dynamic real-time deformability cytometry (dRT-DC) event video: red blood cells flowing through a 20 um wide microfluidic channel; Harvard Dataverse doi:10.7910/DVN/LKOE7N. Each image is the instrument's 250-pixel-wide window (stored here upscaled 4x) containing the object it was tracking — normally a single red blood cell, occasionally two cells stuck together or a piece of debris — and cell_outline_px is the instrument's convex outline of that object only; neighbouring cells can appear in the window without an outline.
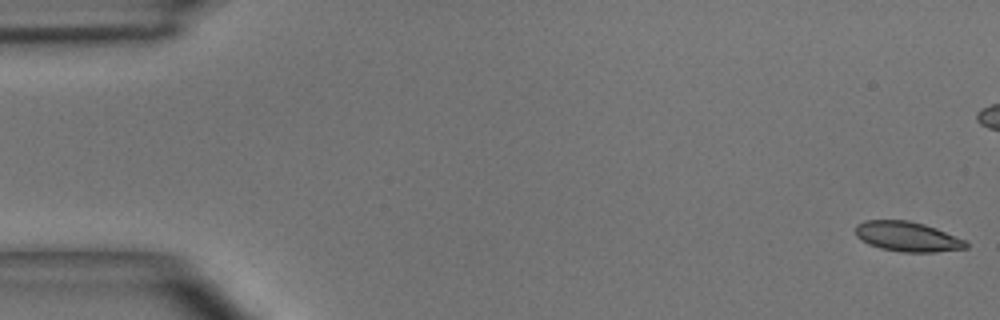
{"species": "common noctule bat (a hibernating species)", "species_latin": "Nyctalus noctula", "temperature_condition": "room temperature", "stored_images_in_passage": 10, "camera_frame_rate_fps": 3000, "um_per_image_px": 0.085, "animal": {"sex": "male", "body_mass_g": 15.6}, "frame": {"image": 1, "passage_image": 1, "time_ms": 0.0, "image_size_px": [1000, 320], "cell_outline_px": [[968, 248], [936, 252], [900, 252], [880, 248], [868, 244], [856, 236], [856, 224], [864, 220], [908, 220], [924, 224], [936, 228], [964, 240], [968, 244]], "centroid_in_image_um": [77.11, 20.11], "position_along_channel_um": 7.9, "area_um2": 19.25}}